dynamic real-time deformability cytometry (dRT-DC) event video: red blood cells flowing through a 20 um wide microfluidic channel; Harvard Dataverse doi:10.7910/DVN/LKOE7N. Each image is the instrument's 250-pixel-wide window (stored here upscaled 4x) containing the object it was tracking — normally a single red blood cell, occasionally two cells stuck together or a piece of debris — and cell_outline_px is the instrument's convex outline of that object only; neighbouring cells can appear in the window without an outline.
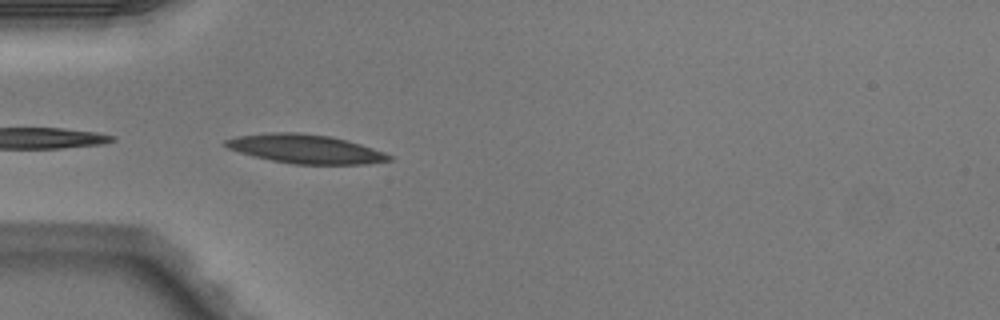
{"species": "Egyptian fruit bat (a non-hibernating species)", "species_latin": "Rousettus aegyptiacus", "temperature_condition": "warm", "stored_images_in_passage": 34, "camera_frame_rate_fps": 3000, "um_per_image_px": 0.085, "animal": {"sex": "male"}, "frame": {"image": 1, "passage_image": 1, "time_ms": 0.0, "image_size_px": [1000, 320], "cell_outline_px": [[392, 160], [368, 164], [292, 164], [252, 156], [228, 148], [224, 144], [224, 140], [240, 136], [272, 132], [300, 132], [332, 136], [348, 140], [384, 152], [392, 156]], "centroid_in_image_um": [25.99, 12.66], "position_along_channel_um": 59.0, "area_um2": 27.51}}